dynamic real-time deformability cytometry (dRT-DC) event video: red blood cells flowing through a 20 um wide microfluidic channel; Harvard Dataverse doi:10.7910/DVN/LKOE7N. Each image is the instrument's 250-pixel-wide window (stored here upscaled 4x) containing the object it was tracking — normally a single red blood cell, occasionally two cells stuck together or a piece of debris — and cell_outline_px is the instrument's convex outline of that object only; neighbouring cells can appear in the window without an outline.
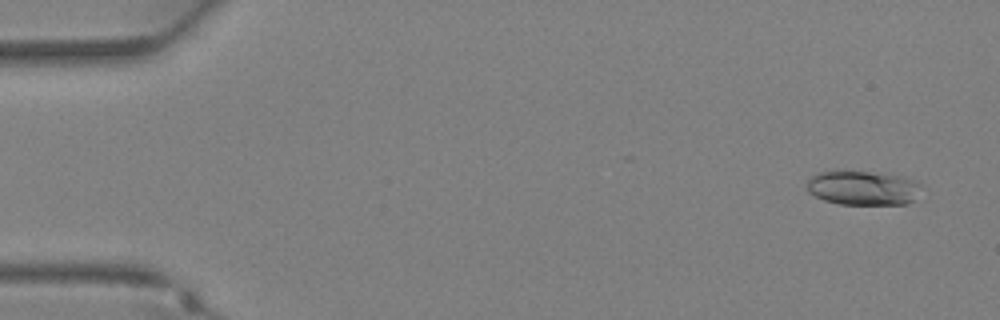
{"species": "Egyptian fruit bat (a non-hibernating species)", "species_latin": "Rousettus aegyptiacus", "temperature_condition": "warm", "stored_images_in_passage": 36, "camera_frame_rate_fps": 3000, "um_per_image_px": 0.085, "animal": {"sex": "female"}, "frame": {"image": 1, "passage_image": 2, "time_ms": 0.333, "image_size_px": [1000, 320], "cell_outline_px": [[920, 184], [912, 200], [908, 204], [840, 204], [824, 200], [808, 192], [808, 180], [812, 176], [820, 172], [844, 168], [900, 176], [916, 180]], "centroid_in_image_um": [73.28, 15.93], "position_along_channel_um": 11.7, "area_um2": 23.06}}
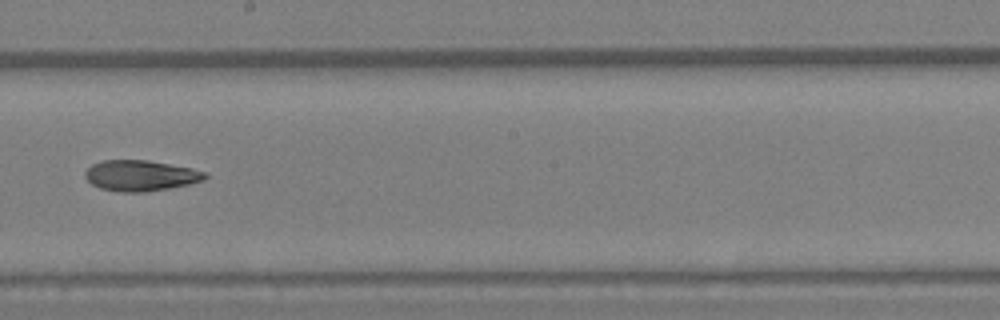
{"frame": {"image": 2, "passage_image": 21, "time_ms": 6.667, "image_size_px": [1000, 320], "cell_outline_px": [[208, 176], [204, 180], [188, 184], [168, 188], [144, 192], [120, 192], [100, 188], [92, 184], [84, 176], [84, 172], [92, 164], [104, 160], [148, 160], [192, 168], [208, 172]], "centroid_in_image_um": [11.96, 14.92], "position_along_channel_um": 236.2, "area_um2": 21.5}}
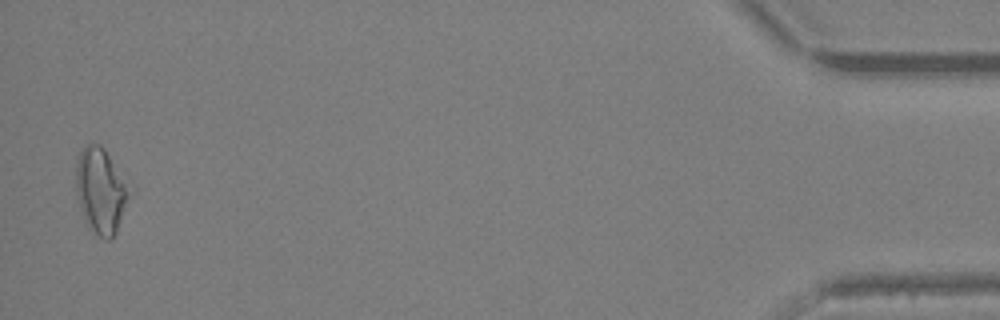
{"frame": {"image": 3, "passage_image": 36, "time_ms": 11.667, "image_size_px": [1000, 320], "cell_outline_px": [[128, 192], [116, 232], [108, 240], [104, 240], [88, 228], [84, 220], [76, 192], [76, 160], [80, 152], [88, 144], [100, 144], [104, 148], [124, 184]], "centroid_in_image_um": [8.46, 16.24], "position_along_channel_um": 426.7, "area_um2": 25.2}}